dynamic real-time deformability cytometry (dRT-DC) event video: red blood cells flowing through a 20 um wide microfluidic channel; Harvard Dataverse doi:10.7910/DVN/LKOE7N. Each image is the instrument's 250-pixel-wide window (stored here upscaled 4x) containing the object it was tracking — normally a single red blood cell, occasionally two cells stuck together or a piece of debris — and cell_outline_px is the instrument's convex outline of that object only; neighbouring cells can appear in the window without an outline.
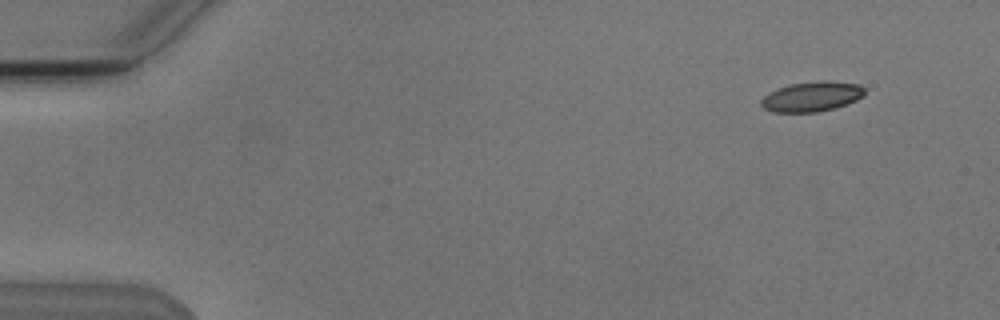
{"species": "Egyptian fruit bat (a non-hibernating species)", "species_latin": "Rousettus aegyptiacus", "temperature_condition": "cold", "stored_images_in_passage": 5, "camera_frame_rate_fps": 3000, "um_per_image_px": 0.085, "animal": {"sex": "male"}, "frame": {"image": 1, "passage_image": 1, "time_ms": 0.0, "image_size_px": [1000, 320], "cell_outline_px": [[864, 96], [856, 100], [836, 108], [816, 112], [772, 112], [764, 108], [760, 104], [760, 100], [764, 96], [780, 88], [792, 84], [824, 80], [860, 84], [864, 88]], "centroid_in_image_um": [69.03, 8.22], "position_along_channel_um": 16.0, "area_um2": 17.92}}
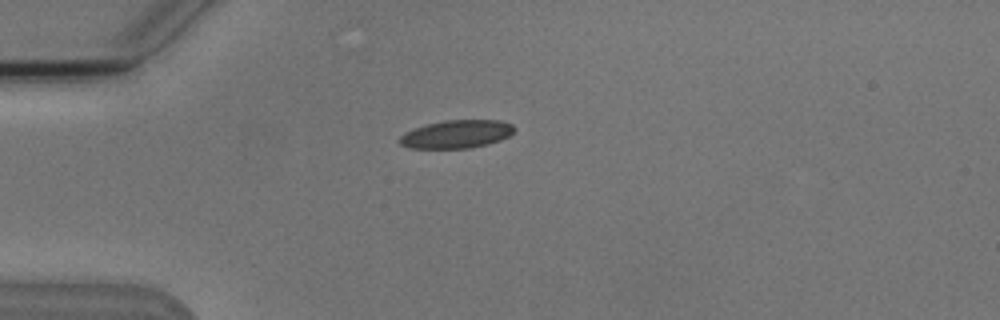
{"frame": {"image": 2, "passage_image": 4, "time_ms": 3.333, "image_size_px": [1000, 320], "cell_outline_px": [[516, 128], [508, 136], [500, 140], [488, 144], [468, 148], [408, 148], [400, 144], [396, 140], [404, 132], [428, 124], [444, 120], [500, 120], [512, 124]], "centroid_in_image_um": [38.78, 11.4], "position_along_channel_um": 46.2, "area_um2": 18.79}}